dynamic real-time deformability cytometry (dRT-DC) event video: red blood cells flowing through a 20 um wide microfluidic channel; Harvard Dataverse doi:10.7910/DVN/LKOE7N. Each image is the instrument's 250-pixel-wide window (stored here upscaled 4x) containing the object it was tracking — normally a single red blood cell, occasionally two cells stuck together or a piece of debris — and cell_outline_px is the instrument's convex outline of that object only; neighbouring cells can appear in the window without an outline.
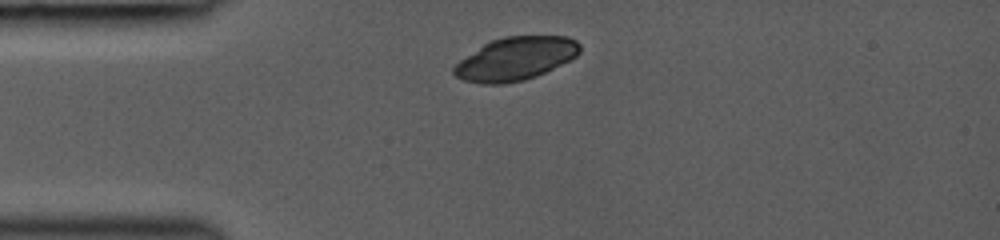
{"species": "common noctule bat (a hibernating species)", "species_latin": "Nyctalus noctula", "temperature_condition": "room temperature", "stored_images_in_passage": 4, "camera_frame_rate_fps": 3000, "um_per_image_px": 0.085, "animal": {"sex": "female", "body_mass_g": 19.0, "forearm_length_mm": 53.3}, "frame": {"image": 1, "passage_image": 1, "time_ms": 0.0, "image_size_px": [1000, 240], "cell_outline_px": [[580, 52], [576, 56], [536, 76], [524, 80], [504, 84], [480, 84], [464, 80], [456, 76], [452, 72], [452, 68], [460, 60], [484, 44], [492, 40], [504, 36], [568, 36], [576, 40], [580, 44]], "centroid_in_image_um": [43.81, 4.99], "position_along_channel_um": 41.2, "area_um2": 31.44}}